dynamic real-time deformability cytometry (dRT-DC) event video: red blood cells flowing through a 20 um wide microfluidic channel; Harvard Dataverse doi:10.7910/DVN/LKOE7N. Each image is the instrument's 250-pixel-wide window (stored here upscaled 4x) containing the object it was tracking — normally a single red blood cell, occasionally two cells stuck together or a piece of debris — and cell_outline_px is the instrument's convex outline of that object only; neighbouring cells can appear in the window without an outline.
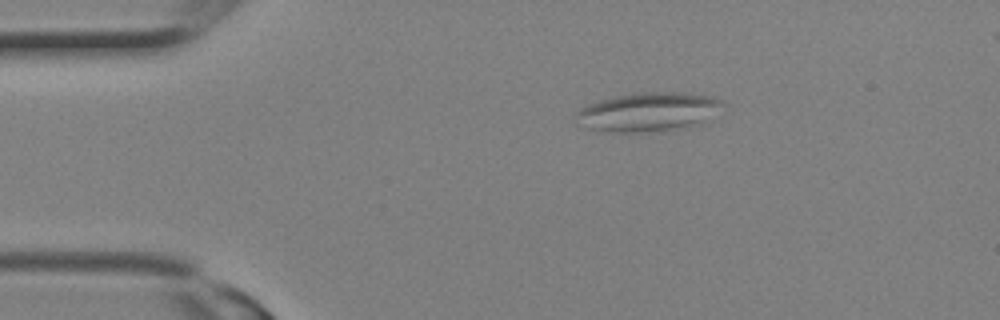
{"species": "Egyptian fruit bat (a non-hibernating species)", "species_latin": "Rousettus aegyptiacus", "temperature_condition": "room temperature", "stored_images_in_passage": 2, "camera_frame_rate_fps": 3000, "um_per_image_px": 0.085, "animal": {"sex": "female"}, "frame": {"image": 1, "passage_image": 1, "time_ms": 0.0, "image_size_px": [1000, 320], "cell_outline_px": [[728, 104], [704, 124], [684, 128], [640, 132], [612, 132], [588, 128], [576, 124], [572, 116], [580, 108], [588, 104], [600, 100], [616, 96], [636, 92], [688, 92], [712, 96], [724, 100]], "centroid_in_image_um": [55.17, 9.5], "position_along_channel_um": 29.8, "area_um2": 34.28}}